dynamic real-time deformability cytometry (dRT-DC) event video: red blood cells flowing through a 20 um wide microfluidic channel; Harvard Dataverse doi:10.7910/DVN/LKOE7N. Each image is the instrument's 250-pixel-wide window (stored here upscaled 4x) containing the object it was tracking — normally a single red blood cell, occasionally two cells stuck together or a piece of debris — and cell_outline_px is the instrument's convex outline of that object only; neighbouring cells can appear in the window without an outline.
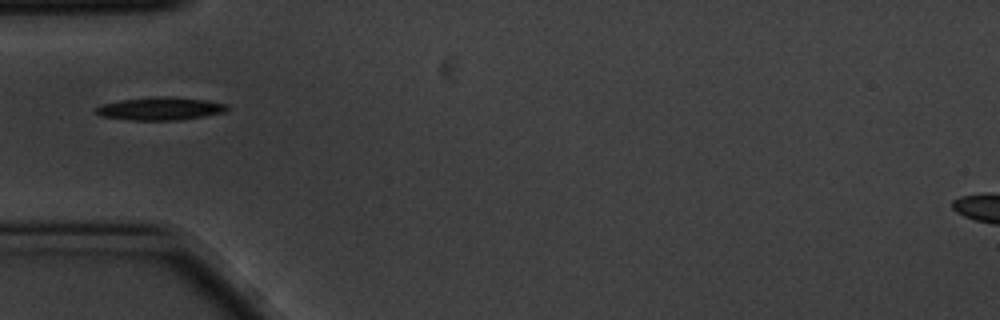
{"species": "common noctule bat (a hibernating species)", "species_latin": "Nyctalus noctula", "temperature_condition": "cold", "stored_images_in_passage": 6, "camera_frame_rate_fps": 3000, "um_per_image_px": 0.085, "animal": {"sex": "male", "body_mass_g": 20.1, "forearm_length_mm": 53.5}, "frame": {"image": 1, "passage_image": 3, "time_ms": 0.667, "image_size_px": [1000, 320], "cell_outline_px": [[228, 108], [224, 112], [204, 116], [180, 120], [128, 120], [100, 116], [92, 112], [92, 108], [100, 104], [120, 100], [152, 96], [172, 96], [204, 100], [228, 104]], "centroid_in_image_um": [13.52, 9.23], "position_along_channel_um": 71.5, "area_um2": 17.92}}